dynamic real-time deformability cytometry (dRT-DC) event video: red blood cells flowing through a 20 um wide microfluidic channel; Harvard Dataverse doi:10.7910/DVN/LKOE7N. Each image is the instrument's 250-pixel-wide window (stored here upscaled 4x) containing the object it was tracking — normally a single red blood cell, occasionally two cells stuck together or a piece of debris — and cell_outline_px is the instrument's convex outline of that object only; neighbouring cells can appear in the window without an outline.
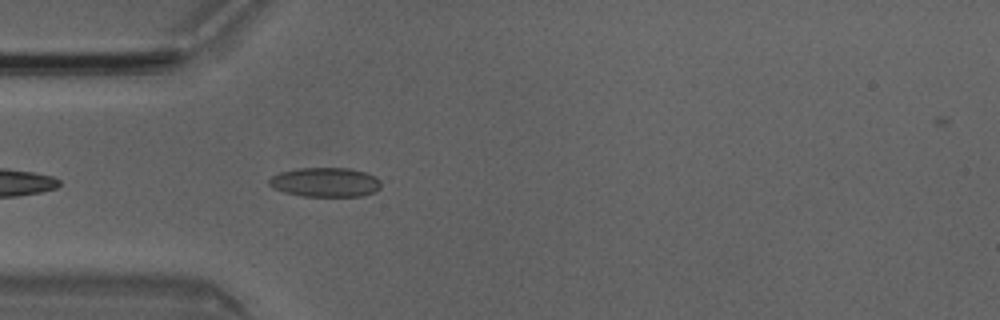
{"species": "Egyptian fruit bat (a non-hibernating species)", "species_latin": "Rousettus aegyptiacus", "temperature_condition": "room temperature", "stored_images_in_passage": 4, "camera_frame_rate_fps": 3000, "um_per_image_px": 0.085, "animal": {"sex": "male"}, "frame": {"image": 1, "passage_image": 4, "time_ms": 1.0, "image_size_px": [1000, 320], "cell_outline_px": [[380, 188], [376, 192], [364, 196], [300, 196], [284, 192], [272, 188], [268, 184], [268, 180], [272, 176], [280, 172], [300, 168], [348, 168], [364, 172], [376, 176], [380, 180]], "centroid_in_image_um": [27.65, 15.5], "position_along_channel_um": 57.3, "area_um2": 19.31}}